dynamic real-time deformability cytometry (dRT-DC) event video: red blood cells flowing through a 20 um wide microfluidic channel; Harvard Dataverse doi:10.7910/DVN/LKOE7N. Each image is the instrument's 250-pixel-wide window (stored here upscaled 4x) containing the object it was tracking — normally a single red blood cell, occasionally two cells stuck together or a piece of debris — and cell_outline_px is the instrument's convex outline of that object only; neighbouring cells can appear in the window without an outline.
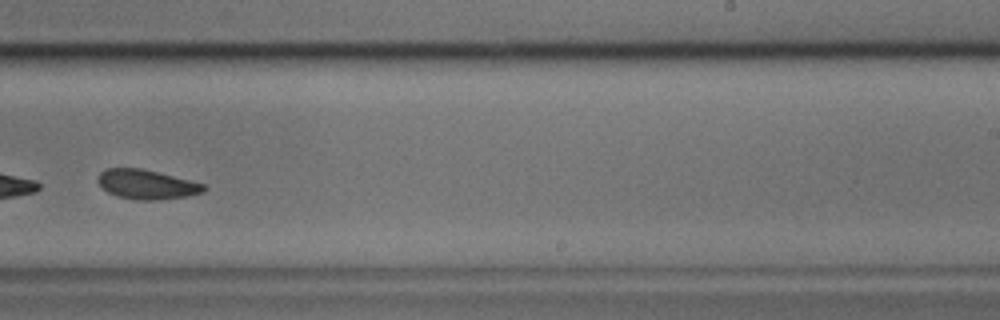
{"species": "common noctule bat (a hibernating species)", "species_latin": "Nyctalus noctula", "temperature_condition": "cold", "stored_images_in_passage": 45, "camera_frame_rate_fps": 3000, "um_per_image_px": 0.085, "animal": {"sex": "male", "body_mass_g": 17.9, "forearm_length_mm": 54.2}, "frame": {"image": 1, "passage_image": 28, "time_ms": 9.0, "image_size_px": [1000, 320], "cell_outline_px": [[208, 188], [204, 192], [184, 196], [156, 200], [140, 200], [116, 196], [108, 192], [96, 180], [96, 176], [104, 168], [140, 168], [204, 184]], "centroid_in_image_um": [12.42, 15.67], "position_along_channel_um": 276.6, "area_um2": 17.98}}
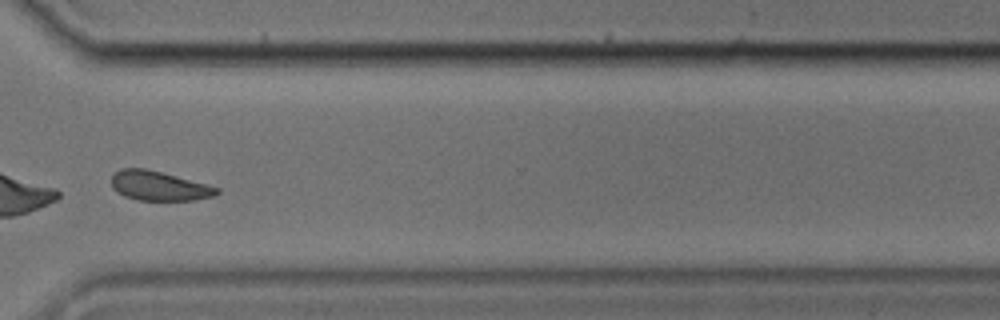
{"frame": {"image": 2, "passage_image": 34, "time_ms": 11.0, "image_size_px": [1000, 320], "cell_outline_px": [[220, 192], [216, 196], [196, 200], [136, 200], [124, 196], [116, 192], [112, 188], [112, 176], [120, 168], [144, 168], [160, 172], [220, 188]], "centroid_in_image_um": [13.5, 15.82], "position_along_channel_um": 357.1, "area_um2": 18.03}}